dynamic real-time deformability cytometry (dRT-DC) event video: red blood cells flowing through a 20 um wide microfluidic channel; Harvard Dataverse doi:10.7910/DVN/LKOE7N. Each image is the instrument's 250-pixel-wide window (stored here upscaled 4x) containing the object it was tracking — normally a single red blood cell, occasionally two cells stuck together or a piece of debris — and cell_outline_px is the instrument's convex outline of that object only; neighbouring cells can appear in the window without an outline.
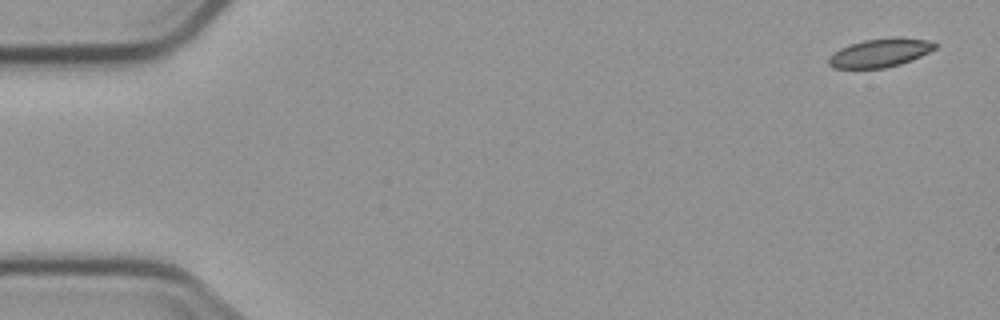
{"species": "common noctule bat (a hibernating species)", "species_latin": "Nyctalus noctula", "temperature_condition": "cold", "stored_images_in_passage": 5, "segment_of_instrument_passage": [2, 2], "camera_frame_rate_fps": 3000, "um_per_image_px": 0.085, "animal": {"sex": "male", "body_mass_g": 23.1, "forearm_length_mm": 52.7}, "frame": {"image": 1, "passage_image": 5, "time_ms": 5.667, "image_size_px": [1000, 320], "cell_outline_px": [[940, 44], [936, 48], [912, 60], [900, 64], [884, 68], [832, 68], [828, 64], [828, 60], [840, 48], [864, 40], [896, 36], [900, 36], [928, 40]], "centroid_in_image_um": [74.87, 4.47], "position_along_channel_um": 10.1, "area_um2": 17.69}}